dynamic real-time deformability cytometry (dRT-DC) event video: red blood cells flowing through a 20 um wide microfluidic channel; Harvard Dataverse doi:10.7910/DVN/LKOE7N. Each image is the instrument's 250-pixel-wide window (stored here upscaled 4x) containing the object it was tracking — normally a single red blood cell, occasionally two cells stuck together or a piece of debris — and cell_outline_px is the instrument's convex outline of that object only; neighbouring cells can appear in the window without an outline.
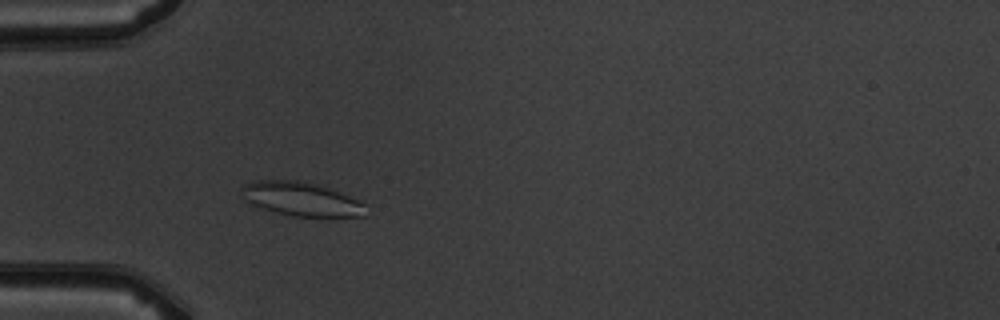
{"species": "common noctule bat (a hibernating species)", "species_latin": "Nyctalus noctula", "temperature_condition": "warm", "stored_images_in_passage": 3, "camera_frame_rate_fps": 3000, "um_per_image_px": 0.085, "animal": {"sex": "male", "body_mass_g": 19.5, "forearm_length_mm": 54.6}, "frame": {"image": 1, "passage_image": 3, "time_ms": 2.333, "image_size_px": [1000, 320], "cell_outline_px": [[364, 216], [292, 216], [264, 208], [252, 204], [248, 200], [240, 188], [244, 184], [252, 180], [300, 180], [316, 184], [328, 188], [348, 196], [364, 204]], "centroid_in_image_um": [25.57, 16.89], "position_along_channel_um": 59.4, "area_um2": 23.81}}